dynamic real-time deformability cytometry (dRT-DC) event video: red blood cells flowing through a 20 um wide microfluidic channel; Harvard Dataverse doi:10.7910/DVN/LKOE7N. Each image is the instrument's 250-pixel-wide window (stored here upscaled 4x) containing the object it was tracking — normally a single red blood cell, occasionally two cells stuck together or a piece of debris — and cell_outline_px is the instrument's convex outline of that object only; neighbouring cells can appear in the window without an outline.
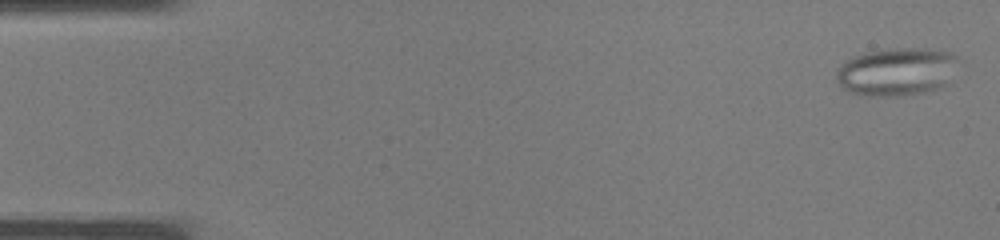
{"species": "common noctule bat (a hibernating species)", "species_latin": "Nyctalus noctula", "temperature_condition": "warm", "stored_images_in_passage": 37, "camera_frame_rate_fps": 3000, "um_per_image_px": 0.085, "animal": {"sex": "male", "body_mass_g": 19.0, "forearm_length_mm": 50.8}, "frame": {"image": 1, "passage_image": 1, "time_ms": 0.0, "image_size_px": [1000, 240], "cell_outline_px": [[956, 60], [948, 84], [940, 88], [924, 92], [896, 96], [880, 96], [848, 92], [840, 84], [836, 76], [836, 72], [848, 60], [864, 52], [888, 48], [924, 48], [952, 52], [956, 56]], "centroid_in_image_um": [76.24, 6.08], "position_along_channel_um": 8.8, "area_um2": 33.76}}
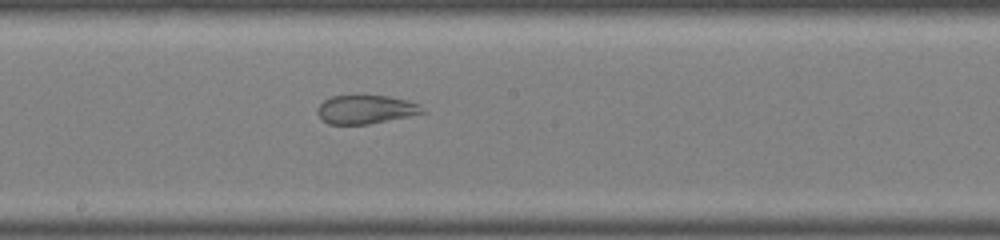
{"frame": {"image": 2, "passage_image": 20, "time_ms": 6.333, "image_size_px": [1000, 240], "cell_outline_px": [[428, 112], [368, 124], [328, 124], [316, 112], [316, 108], [324, 100], [332, 96], [388, 96], [408, 100], [420, 104]], "centroid_in_image_um": [31.11, 9.3], "position_along_channel_um": 217.1, "area_um2": 17.46}}
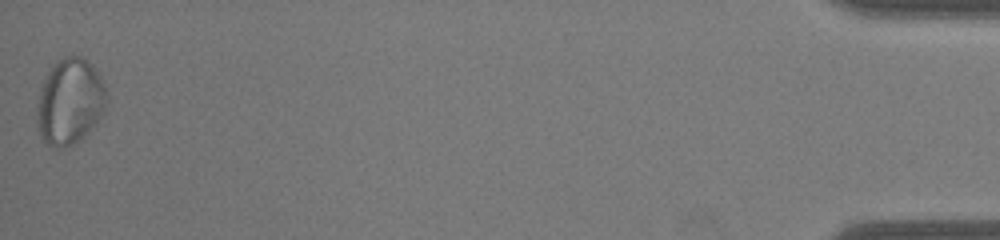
{"frame": {"image": 3, "passage_image": 37, "time_ms": 12.0, "image_size_px": [1000, 240], "cell_outline_px": [[108, 96], [104, 112], [96, 124], [80, 140], [64, 148], [52, 148], [44, 144], [40, 136], [36, 124], [36, 120], [40, 88], [52, 64], [56, 60], [64, 56], [80, 56], [92, 64]], "centroid_in_image_um": [5.91, 8.67], "position_along_channel_um": 429.3, "area_um2": 35.14}}